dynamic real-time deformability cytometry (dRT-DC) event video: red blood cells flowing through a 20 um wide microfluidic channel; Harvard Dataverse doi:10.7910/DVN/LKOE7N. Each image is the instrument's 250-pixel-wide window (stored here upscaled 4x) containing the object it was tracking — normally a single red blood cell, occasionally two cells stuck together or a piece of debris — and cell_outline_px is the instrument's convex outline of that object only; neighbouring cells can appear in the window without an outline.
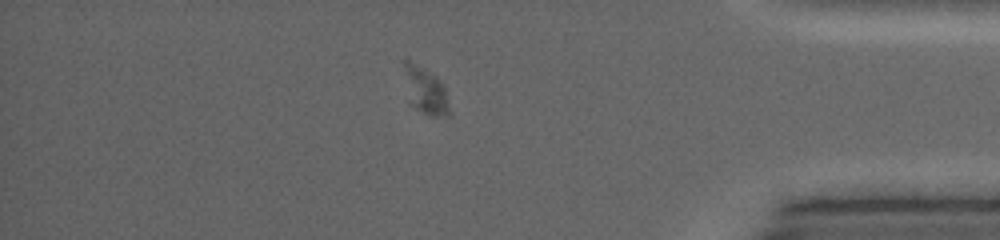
{"species": "common noctule bat (a hibernating species)", "species_latin": "Nyctalus noctula", "temperature_condition": "warm", "stored_images_in_passage": 42, "camera_frame_rate_fps": 5000, "um_per_image_px": 0.085, "animal": {"sex": "female", "body_mass_g": 19.0, "forearm_length_mm": 53.3}, "frame": {"image": 1, "passage_image": 34, "time_ms": 12.2, "image_size_px": [1000, 240], "cell_outline_px": [[448, 112], [444, 116], [432, 116], [408, 104], [404, 64], [404, 56], [436, 76], [440, 80], [444, 88], [448, 108]], "centroid_in_image_um": [36.1, 7.66], "position_along_channel_um": 399.1, "area_um2": 12.08}}
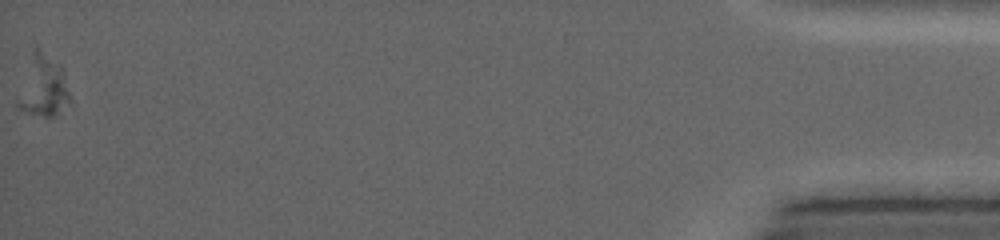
{"frame": {"image": 2, "passage_image": 42, "time_ms": 15.8, "image_size_px": [1000, 240], "cell_outline_px": [[72, 104], [52, 116], [44, 116], [16, 108], [16, 104], [36, 44], [60, 64], [64, 68]], "centroid_in_image_um": [3.76, 7.33], "position_along_channel_um": 431.4, "area_um2": 18.32}}